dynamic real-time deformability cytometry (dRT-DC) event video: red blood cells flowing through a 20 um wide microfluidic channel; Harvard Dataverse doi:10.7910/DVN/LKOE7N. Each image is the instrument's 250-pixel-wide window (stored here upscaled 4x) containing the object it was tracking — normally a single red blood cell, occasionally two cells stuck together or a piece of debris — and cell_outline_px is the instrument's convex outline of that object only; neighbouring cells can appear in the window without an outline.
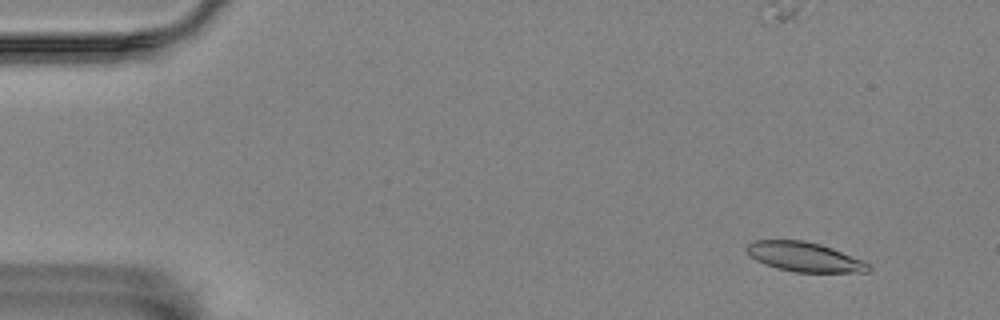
{"species": "Egyptian fruit bat (a non-hibernating species)", "species_latin": "Rousettus aegyptiacus", "temperature_condition": "room temperature", "stored_images_in_passage": 6, "camera_frame_rate_fps": 3000, "um_per_image_px": 0.085, "animal": {"sex": "female"}, "frame": {"image": 1, "passage_image": 2, "time_ms": 1.333, "image_size_px": [1000, 320], "cell_outline_px": [[872, 268], [868, 272], [796, 272], [776, 268], [764, 264], [756, 260], [744, 248], [752, 240], [804, 240], [820, 244], [832, 248], [864, 260]], "centroid_in_image_um": [68.38, 21.83], "position_along_channel_um": 16.6, "area_um2": 20.98}}